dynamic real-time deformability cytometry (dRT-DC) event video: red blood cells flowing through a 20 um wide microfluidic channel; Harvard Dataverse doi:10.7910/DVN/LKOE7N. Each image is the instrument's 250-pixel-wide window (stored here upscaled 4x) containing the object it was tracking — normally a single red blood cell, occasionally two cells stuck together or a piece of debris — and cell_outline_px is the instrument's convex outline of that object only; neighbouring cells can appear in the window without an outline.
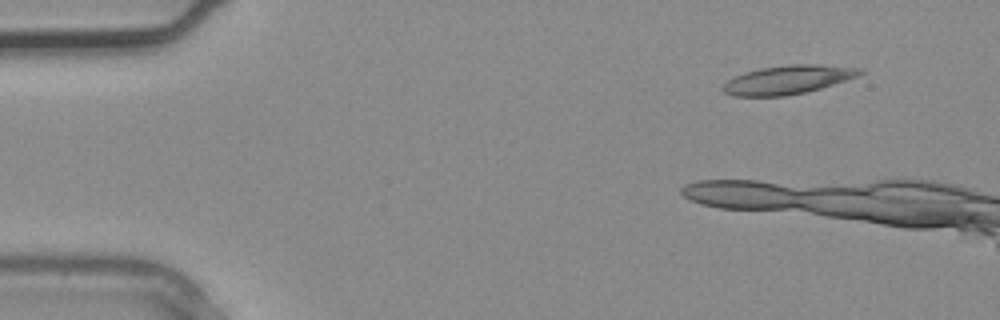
{"species": "common noctule bat (a hibernating species)", "species_latin": "Nyctalus noctula", "temperature_condition": "warm", "stored_images_in_passage": 2, "camera_frame_rate_fps": 3000, "um_per_image_px": 0.085, "animal": {"sex": "male", "body_mass_g": 20.4}, "frame": {"image": 1, "passage_image": 2, "time_ms": 0.333, "image_size_px": [1000, 320], "cell_outline_px": [[864, 72], [856, 76], [820, 88], [804, 92], [784, 96], [732, 96], [724, 92], [720, 88], [728, 80], [744, 72], [760, 68], [792, 64], [816, 64], [864, 68]], "centroid_in_image_um": [66.94, 6.77], "position_along_channel_um": 18.1, "area_um2": 22.72}}